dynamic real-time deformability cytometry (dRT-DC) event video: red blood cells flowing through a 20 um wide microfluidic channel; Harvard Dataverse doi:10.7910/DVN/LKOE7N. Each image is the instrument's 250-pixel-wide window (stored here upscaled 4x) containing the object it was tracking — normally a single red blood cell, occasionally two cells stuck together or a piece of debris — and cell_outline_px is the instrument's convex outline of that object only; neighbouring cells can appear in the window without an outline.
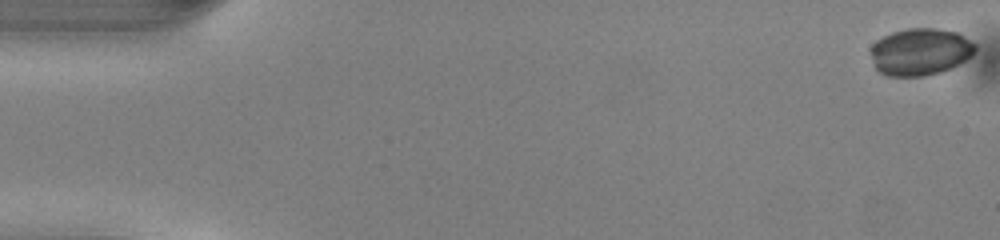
{"species": "common noctule bat (a hibernating species)", "species_latin": "Nyctalus noctula", "temperature_condition": "warm", "stored_images_in_passage": 42, "camera_frame_rate_fps": 3000, "um_per_image_px": 0.085, "animal": {"sex": "male", "body_mass_g": 13.0, "forearm_length_mm": 53.1}, "frame": {"image": 1, "passage_image": 1, "time_ms": 0.0, "image_size_px": [1000, 240], "cell_outline_px": [[976, 48], [964, 60], [940, 72], [924, 76], [884, 76], [876, 68], [868, 52], [872, 44], [876, 40], [892, 32], [908, 28], [936, 28], [956, 32], [964, 36], [976, 44]], "centroid_in_image_um": [78.15, 4.39], "position_along_channel_um": 6.9, "area_um2": 28.61}}
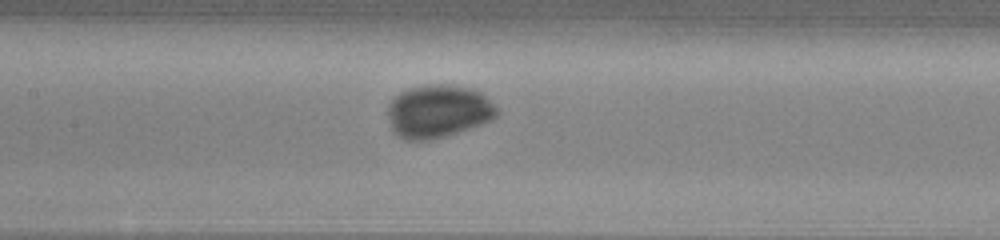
{"frame": {"image": 2, "passage_image": 24, "time_ms": 7.667, "image_size_px": [1000, 240], "cell_outline_px": [[500, 112], [492, 120], [444, 136], [428, 140], [404, 140], [396, 136], [392, 132], [388, 116], [388, 104], [400, 92], [408, 88], [424, 84], [448, 84], [468, 88], [480, 92], [500, 108]], "centroid_in_image_um": [37.23, 9.45], "position_along_channel_um": 170.2, "area_um2": 33.87}}
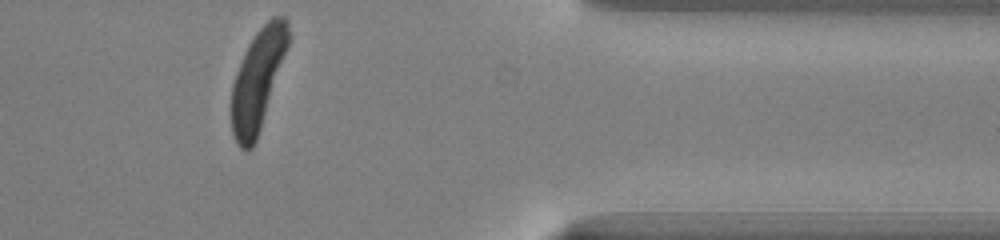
{"frame": {"image": 3, "passage_image": 42, "time_ms": 13.667, "image_size_px": [1000, 240], "cell_outline_px": [[288, 44], [256, 140], [252, 148], [240, 148], [236, 144], [232, 132], [232, 84], [236, 72], [244, 52], [248, 44], [256, 32], [272, 16], [284, 16], [288, 20]], "centroid_in_image_um": [21.88, 6.76], "position_along_channel_um": 389.5, "area_um2": 32.37}}